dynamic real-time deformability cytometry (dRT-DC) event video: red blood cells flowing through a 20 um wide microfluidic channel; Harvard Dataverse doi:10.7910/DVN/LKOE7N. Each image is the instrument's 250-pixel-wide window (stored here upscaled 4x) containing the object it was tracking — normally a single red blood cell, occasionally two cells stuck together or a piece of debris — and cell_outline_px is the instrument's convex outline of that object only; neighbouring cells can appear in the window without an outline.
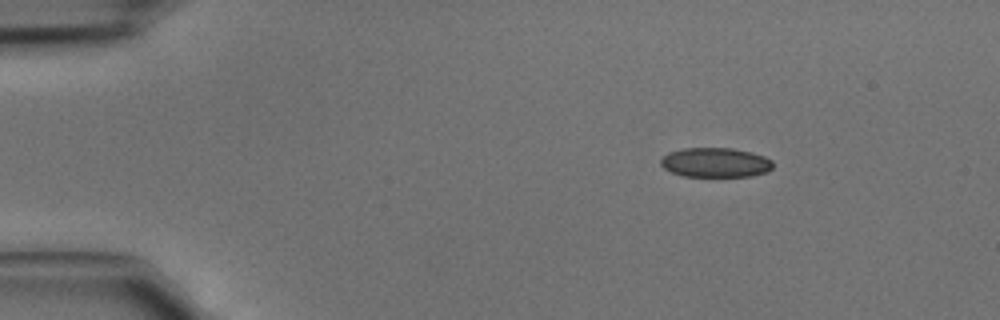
{"species": "common noctule bat (a hibernating species)", "species_latin": "Nyctalus noctula", "temperature_condition": "cold", "stored_images_in_passage": 40, "camera_frame_rate_fps": 3000, "um_per_image_px": 0.085, "animal": {"sex": "male", "body_mass_g": 15.6}, "frame": {"image": 1, "passage_image": 1, "time_ms": 0.0, "image_size_px": [1000, 320], "cell_outline_px": [[772, 168], [768, 172], [752, 176], [684, 176], [672, 172], [664, 168], [660, 164], [660, 160], [668, 152], [684, 148], [732, 148], [752, 152], [764, 156], [772, 160]], "centroid_in_image_um": [60.83, 13.81], "position_along_channel_um": 24.2, "area_um2": 19.36}}
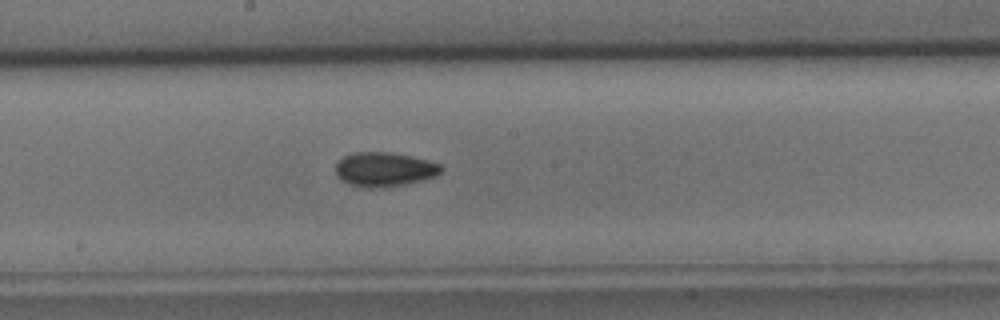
{"frame": {"image": 2, "passage_image": 19, "time_ms": 6.0, "image_size_px": [1000, 320], "cell_outline_px": [[444, 168], [436, 176], [404, 184], [380, 188], [360, 188], [340, 180], [336, 176], [336, 164], [344, 156], [356, 152], [388, 152], [428, 160], [440, 164]], "centroid_in_image_um": [32.64, 14.41], "position_along_channel_um": 215.6, "area_um2": 21.04}}
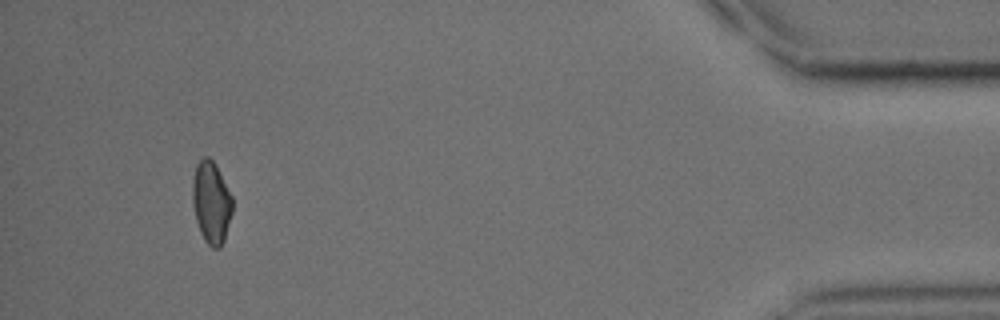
{"frame": {"image": 3, "passage_image": 37, "time_ms": 12.0, "image_size_px": [1000, 320], "cell_outline_px": [[232, 212], [224, 240], [220, 248], [212, 248], [204, 240], [200, 232], [196, 220], [192, 204], [192, 180], [196, 164], [204, 156], [208, 156], [216, 164], [232, 196]], "centroid_in_image_um": [17.95, 17.19], "position_along_channel_um": 417.3, "area_um2": 19.25}}